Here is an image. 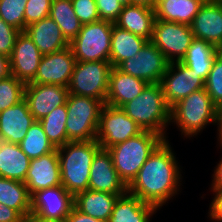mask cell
Here are the masks:
<instances>
[{
  "label": "cell",
  "instance_id": "6da1fadb",
  "mask_svg": "<svg viewBox=\"0 0 222 222\" xmlns=\"http://www.w3.org/2000/svg\"><path fill=\"white\" fill-rule=\"evenodd\" d=\"M168 139H164L150 154L137 176L127 186V192L158 210L180 191L181 169Z\"/></svg>",
  "mask_w": 222,
  "mask_h": 222
},
{
  "label": "cell",
  "instance_id": "7a4b0ae2",
  "mask_svg": "<svg viewBox=\"0 0 222 222\" xmlns=\"http://www.w3.org/2000/svg\"><path fill=\"white\" fill-rule=\"evenodd\" d=\"M121 109L142 130L155 132L167 139L171 107L166 102L160 83H148L137 97L125 103Z\"/></svg>",
  "mask_w": 222,
  "mask_h": 222
},
{
  "label": "cell",
  "instance_id": "3957f363",
  "mask_svg": "<svg viewBox=\"0 0 222 222\" xmlns=\"http://www.w3.org/2000/svg\"><path fill=\"white\" fill-rule=\"evenodd\" d=\"M100 148L97 140L67 142L57 148L61 184L73 196L88 190L91 164Z\"/></svg>",
  "mask_w": 222,
  "mask_h": 222
},
{
  "label": "cell",
  "instance_id": "277c9868",
  "mask_svg": "<svg viewBox=\"0 0 222 222\" xmlns=\"http://www.w3.org/2000/svg\"><path fill=\"white\" fill-rule=\"evenodd\" d=\"M163 140L161 135L143 130L125 142L108 148L117 174L127 186L137 176L138 171L150 154Z\"/></svg>",
  "mask_w": 222,
  "mask_h": 222
},
{
  "label": "cell",
  "instance_id": "5b68a950",
  "mask_svg": "<svg viewBox=\"0 0 222 222\" xmlns=\"http://www.w3.org/2000/svg\"><path fill=\"white\" fill-rule=\"evenodd\" d=\"M217 107L205 88L192 92L171 107V123L184 137H194L210 123L216 124Z\"/></svg>",
  "mask_w": 222,
  "mask_h": 222
},
{
  "label": "cell",
  "instance_id": "8992f818",
  "mask_svg": "<svg viewBox=\"0 0 222 222\" xmlns=\"http://www.w3.org/2000/svg\"><path fill=\"white\" fill-rule=\"evenodd\" d=\"M66 131L70 142L96 140L100 112L104 104L91 97L69 94Z\"/></svg>",
  "mask_w": 222,
  "mask_h": 222
},
{
  "label": "cell",
  "instance_id": "52a82bcc",
  "mask_svg": "<svg viewBox=\"0 0 222 222\" xmlns=\"http://www.w3.org/2000/svg\"><path fill=\"white\" fill-rule=\"evenodd\" d=\"M112 22L98 20L82 24L69 43L76 61H110Z\"/></svg>",
  "mask_w": 222,
  "mask_h": 222
},
{
  "label": "cell",
  "instance_id": "ba28073f",
  "mask_svg": "<svg viewBox=\"0 0 222 222\" xmlns=\"http://www.w3.org/2000/svg\"><path fill=\"white\" fill-rule=\"evenodd\" d=\"M111 69L110 61H76L69 94L91 97L105 104Z\"/></svg>",
  "mask_w": 222,
  "mask_h": 222
},
{
  "label": "cell",
  "instance_id": "9c48e42d",
  "mask_svg": "<svg viewBox=\"0 0 222 222\" xmlns=\"http://www.w3.org/2000/svg\"><path fill=\"white\" fill-rule=\"evenodd\" d=\"M193 39L194 35L189 25L155 19L151 41L169 63L181 62Z\"/></svg>",
  "mask_w": 222,
  "mask_h": 222
},
{
  "label": "cell",
  "instance_id": "30bf717a",
  "mask_svg": "<svg viewBox=\"0 0 222 222\" xmlns=\"http://www.w3.org/2000/svg\"><path fill=\"white\" fill-rule=\"evenodd\" d=\"M142 131L141 127L121 108L104 104L100 112L96 140L101 148L108 149Z\"/></svg>",
  "mask_w": 222,
  "mask_h": 222
},
{
  "label": "cell",
  "instance_id": "8fae6325",
  "mask_svg": "<svg viewBox=\"0 0 222 222\" xmlns=\"http://www.w3.org/2000/svg\"><path fill=\"white\" fill-rule=\"evenodd\" d=\"M74 207V196L65 187L38 190L31 195V212L28 220H65Z\"/></svg>",
  "mask_w": 222,
  "mask_h": 222
},
{
  "label": "cell",
  "instance_id": "7c38bea8",
  "mask_svg": "<svg viewBox=\"0 0 222 222\" xmlns=\"http://www.w3.org/2000/svg\"><path fill=\"white\" fill-rule=\"evenodd\" d=\"M169 62L152 42L147 41L138 54L121 62L117 68L147 83H160Z\"/></svg>",
  "mask_w": 222,
  "mask_h": 222
},
{
  "label": "cell",
  "instance_id": "4fadbf2b",
  "mask_svg": "<svg viewBox=\"0 0 222 222\" xmlns=\"http://www.w3.org/2000/svg\"><path fill=\"white\" fill-rule=\"evenodd\" d=\"M167 104L172 107L192 92L203 89L205 81L181 62L168 64L160 82Z\"/></svg>",
  "mask_w": 222,
  "mask_h": 222
},
{
  "label": "cell",
  "instance_id": "5bb4252c",
  "mask_svg": "<svg viewBox=\"0 0 222 222\" xmlns=\"http://www.w3.org/2000/svg\"><path fill=\"white\" fill-rule=\"evenodd\" d=\"M68 95V88L58 84L28 83L24 89V100L38 121L55 108L66 104Z\"/></svg>",
  "mask_w": 222,
  "mask_h": 222
},
{
  "label": "cell",
  "instance_id": "9a60e30c",
  "mask_svg": "<svg viewBox=\"0 0 222 222\" xmlns=\"http://www.w3.org/2000/svg\"><path fill=\"white\" fill-rule=\"evenodd\" d=\"M76 59L69 47L42 55L36 76L31 83L69 86Z\"/></svg>",
  "mask_w": 222,
  "mask_h": 222
},
{
  "label": "cell",
  "instance_id": "2e32d148",
  "mask_svg": "<svg viewBox=\"0 0 222 222\" xmlns=\"http://www.w3.org/2000/svg\"><path fill=\"white\" fill-rule=\"evenodd\" d=\"M88 189L112 194L127 193V185L117 174L108 149L100 148L92 161Z\"/></svg>",
  "mask_w": 222,
  "mask_h": 222
},
{
  "label": "cell",
  "instance_id": "e0dca14e",
  "mask_svg": "<svg viewBox=\"0 0 222 222\" xmlns=\"http://www.w3.org/2000/svg\"><path fill=\"white\" fill-rule=\"evenodd\" d=\"M42 54L24 31L17 36L10 56L11 75L25 85L31 83L36 76Z\"/></svg>",
  "mask_w": 222,
  "mask_h": 222
},
{
  "label": "cell",
  "instance_id": "ac0fdd59",
  "mask_svg": "<svg viewBox=\"0 0 222 222\" xmlns=\"http://www.w3.org/2000/svg\"><path fill=\"white\" fill-rule=\"evenodd\" d=\"M24 183L30 195L38 190L61 185L57 148L53 152L30 160Z\"/></svg>",
  "mask_w": 222,
  "mask_h": 222
},
{
  "label": "cell",
  "instance_id": "d6986e66",
  "mask_svg": "<svg viewBox=\"0 0 222 222\" xmlns=\"http://www.w3.org/2000/svg\"><path fill=\"white\" fill-rule=\"evenodd\" d=\"M190 27L194 38L209 42L222 50V3H203Z\"/></svg>",
  "mask_w": 222,
  "mask_h": 222
},
{
  "label": "cell",
  "instance_id": "ffe728a7",
  "mask_svg": "<svg viewBox=\"0 0 222 222\" xmlns=\"http://www.w3.org/2000/svg\"><path fill=\"white\" fill-rule=\"evenodd\" d=\"M35 121L23 99L0 112V140L19 144Z\"/></svg>",
  "mask_w": 222,
  "mask_h": 222
},
{
  "label": "cell",
  "instance_id": "44dd1931",
  "mask_svg": "<svg viewBox=\"0 0 222 222\" xmlns=\"http://www.w3.org/2000/svg\"><path fill=\"white\" fill-rule=\"evenodd\" d=\"M148 83L112 67L109 75V89L105 104L121 108L137 97Z\"/></svg>",
  "mask_w": 222,
  "mask_h": 222
},
{
  "label": "cell",
  "instance_id": "7402d4cb",
  "mask_svg": "<svg viewBox=\"0 0 222 222\" xmlns=\"http://www.w3.org/2000/svg\"><path fill=\"white\" fill-rule=\"evenodd\" d=\"M25 32L42 55L51 54L69 47V43L63 37L60 27L50 16L29 24Z\"/></svg>",
  "mask_w": 222,
  "mask_h": 222
},
{
  "label": "cell",
  "instance_id": "603a6c76",
  "mask_svg": "<svg viewBox=\"0 0 222 222\" xmlns=\"http://www.w3.org/2000/svg\"><path fill=\"white\" fill-rule=\"evenodd\" d=\"M155 19L153 9L142 5H127L122 8L120 16L114 24L151 41Z\"/></svg>",
  "mask_w": 222,
  "mask_h": 222
},
{
  "label": "cell",
  "instance_id": "cb8c5ba5",
  "mask_svg": "<svg viewBox=\"0 0 222 222\" xmlns=\"http://www.w3.org/2000/svg\"><path fill=\"white\" fill-rule=\"evenodd\" d=\"M121 195L123 194H112L88 189L74 196V207L85 215L108 222L114 204Z\"/></svg>",
  "mask_w": 222,
  "mask_h": 222
},
{
  "label": "cell",
  "instance_id": "d4e9b609",
  "mask_svg": "<svg viewBox=\"0 0 222 222\" xmlns=\"http://www.w3.org/2000/svg\"><path fill=\"white\" fill-rule=\"evenodd\" d=\"M157 210L155 206L127 192L116 200L108 222H150Z\"/></svg>",
  "mask_w": 222,
  "mask_h": 222
},
{
  "label": "cell",
  "instance_id": "484cf974",
  "mask_svg": "<svg viewBox=\"0 0 222 222\" xmlns=\"http://www.w3.org/2000/svg\"><path fill=\"white\" fill-rule=\"evenodd\" d=\"M29 166L30 159L19 144L0 140V177L25 182Z\"/></svg>",
  "mask_w": 222,
  "mask_h": 222
},
{
  "label": "cell",
  "instance_id": "4316f807",
  "mask_svg": "<svg viewBox=\"0 0 222 222\" xmlns=\"http://www.w3.org/2000/svg\"><path fill=\"white\" fill-rule=\"evenodd\" d=\"M147 41V39L113 24L110 48V62L112 67H117L128 58H134Z\"/></svg>",
  "mask_w": 222,
  "mask_h": 222
},
{
  "label": "cell",
  "instance_id": "83f0119b",
  "mask_svg": "<svg viewBox=\"0 0 222 222\" xmlns=\"http://www.w3.org/2000/svg\"><path fill=\"white\" fill-rule=\"evenodd\" d=\"M202 5L201 0H158L154 12L156 19L190 26Z\"/></svg>",
  "mask_w": 222,
  "mask_h": 222
},
{
  "label": "cell",
  "instance_id": "f1b7e54d",
  "mask_svg": "<svg viewBox=\"0 0 222 222\" xmlns=\"http://www.w3.org/2000/svg\"><path fill=\"white\" fill-rule=\"evenodd\" d=\"M220 51L221 50L215 45L194 38L185 57L181 60V63L190 68L205 81L212 68L215 57Z\"/></svg>",
  "mask_w": 222,
  "mask_h": 222
},
{
  "label": "cell",
  "instance_id": "f546056e",
  "mask_svg": "<svg viewBox=\"0 0 222 222\" xmlns=\"http://www.w3.org/2000/svg\"><path fill=\"white\" fill-rule=\"evenodd\" d=\"M0 203L16 210L26 221L30 218L31 195L24 182L0 177Z\"/></svg>",
  "mask_w": 222,
  "mask_h": 222
},
{
  "label": "cell",
  "instance_id": "4dcf8cb0",
  "mask_svg": "<svg viewBox=\"0 0 222 222\" xmlns=\"http://www.w3.org/2000/svg\"><path fill=\"white\" fill-rule=\"evenodd\" d=\"M49 16L60 27L63 37L70 43L79 33L82 23L73 9L71 0H53Z\"/></svg>",
  "mask_w": 222,
  "mask_h": 222
},
{
  "label": "cell",
  "instance_id": "1f68e13d",
  "mask_svg": "<svg viewBox=\"0 0 222 222\" xmlns=\"http://www.w3.org/2000/svg\"><path fill=\"white\" fill-rule=\"evenodd\" d=\"M67 106L66 104L55 108L48 115L39 120L49 141L55 148L70 142L66 131Z\"/></svg>",
  "mask_w": 222,
  "mask_h": 222
},
{
  "label": "cell",
  "instance_id": "d6a6232c",
  "mask_svg": "<svg viewBox=\"0 0 222 222\" xmlns=\"http://www.w3.org/2000/svg\"><path fill=\"white\" fill-rule=\"evenodd\" d=\"M19 146L30 160L39 158L56 149L49 141L38 120L28 129L26 136L19 143Z\"/></svg>",
  "mask_w": 222,
  "mask_h": 222
},
{
  "label": "cell",
  "instance_id": "836d02e7",
  "mask_svg": "<svg viewBox=\"0 0 222 222\" xmlns=\"http://www.w3.org/2000/svg\"><path fill=\"white\" fill-rule=\"evenodd\" d=\"M25 84L15 76L0 79V112L24 99Z\"/></svg>",
  "mask_w": 222,
  "mask_h": 222
},
{
  "label": "cell",
  "instance_id": "e575fe53",
  "mask_svg": "<svg viewBox=\"0 0 222 222\" xmlns=\"http://www.w3.org/2000/svg\"><path fill=\"white\" fill-rule=\"evenodd\" d=\"M28 0H0V17L21 32L25 31L24 12Z\"/></svg>",
  "mask_w": 222,
  "mask_h": 222
},
{
  "label": "cell",
  "instance_id": "d590c367",
  "mask_svg": "<svg viewBox=\"0 0 222 222\" xmlns=\"http://www.w3.org/2000/svg\"><path fill=\"white\" fill-rule=\"evenodd\" d=\"M204 88L218 107L222 103V50L215 57Z\"/></svg>",
  "mask_w": 222,
  "mask_h": 222
},
{
  "label": "cell",
  "instance_id": "8d00e7d4",
  "mask_svg": "<svg viewBox=\"0 0 222 222\" xmlns=\"http://www.w3.org/2000/svg\"><path fill=\"white\" fill-rule=\"evenodd\" d=\"M53 0H28L25 6V29L29 24L40 21L50 14Z\"/></svg>",
  "mask_w": 222,
  "mask_h": 222
},
{
  "label": "cell",
  "instance_id": "74e56055",
  "mask_svg": "<svg viewBox=\"0 0 222 222\" xmlns=\"http://www.w3.org/2000/svg\"><path fill=\"white\" fill-rule=\"evenodd\" d=\"M73 9L82 24L100 20L95 0H71Z\"/></svg>",
  "mask_w": 222,
  "mask_h": 222
},
{
  "label": "cell",
  "instance_id": "f35d334b",
  "mask_svg": "<svg viewBox=\"0 0 222 222\" xmlns=\"http://www.w3.org/2000/svg\"><path fill=\"white\" fill-rule=\"evenodd\" d=\"M21 31L7 24L0 17V53L8 57L11 56L17 36Z\"/></svg>",
  "mask_w": 222,
  "mask_h": 222
},
{
  "label": "cell",
  "instance_id": "ab89813d",
  "mask_svg": "<svg viewBox=\"0 0 222 222\" xmlns=\"http://www.w3.org/2000/svg\"><path fill=\"white\" fill-rule=\"evenodd\" d=\"M100 20L115 23L123 6L118 0H95Z\"/></svg>",
  "mask_w": 222,
  "mask_h": 222
},
{
  "label": "cell",
  "instance_id": "60d3db41",
  "mask_svg": "<svg viewBox=\"0 0 222 222\" xmlns=\"http://www.w3.org/2000/svg\"><path fill=\"white\" fill-rule=\"evenodd\" d=\"M214 199L209 207V216L215 222H222V190H212Z\"/></svg>",
  "mask_w": 222,
  "mask_h": 222
},
{
  "label": "cell",
  "instance_id": "b9f144b4",
  "mask_svg": "<svg viewBox=\"0 0 222 222\" xmlns=\"http://www.w3.org/2000/svg\"><path fill=\"white\" fill-rule=\"evenodd\" d=\"M0 222H26L14 209L0 203Z\"/></svg>",
  "mask_w": 222,
  "mask_h": 222
},
{
  "label": "cell",
  "instance_id": "7bdbcfd3",
  "mask_svg": "<svg viewBox=\"0 0 222 222\" xmlns=\"http://www.w3.org/2000/svg\"><path fill=\"white\" fill-rule=\"evenodd\" d=\"M66 222H105L100 219L93 218L91 216L85 215L73 207L70 214L66 218Z\"/></svg>",
  "mask_w": 222,
  "mask_h": 222
},
{
  "label": "cell",
  "instance_id": "ee69618b",
  "mask_svg": "<svg viewBox=\"0 0 222 222\" xmlns=\"http://www.w3.org/2000/svg\"><path fill=\"white\" fill-rule=\"evenodd\" d=\"M211 190H222V158L214 169Z\"/></svg>",
  "mask_w": 222,
  "mask_h": 222
},
{
  "label": "cell",
  "instance_id": "f6af8a7d",
  "mask_svg": "<svg viewBox=\"0 0 222 222\" xmlns=\"http://www.w3.org/2000/svg\"><path fill=\"white\" fill-rule=\"evenodd\" d=\"M10 75V57L0 53V79L7 78Z\"/></svg>",
  "mask_w": 222,
  "mask_h": 222
},
{
  "label": "cell",
  "instance_id": "bcb514c9",
  "mask_svg": "<svg viewBox=\"0 0 222 222\" xmlns=\"http://www.w3.org/2000/svg\"><path fill=\"white\" fill-rule=\"evenodd\" d=\"M216 125H218L217 129L219 131L218 140L220 141L222 139V103L217 107Z\"/></svg>",
  "mask_w": 222,
  "mask_h": 222
},
{
  "label": "cell",
  "instance_id": "7dc6e473",
  "mask_svg": "<svg viewBox=\"0 0 222 222\" xmlns=\"http://www.w3.org/2000/svg\"><path fill=\"white\" fill-rule=\"evenodd\" d=\"M158 0H131V5H142L151 9H155Z\"/></svg>",
  "mask_w": 222,
  "mask_h": 222
},
{
  "label": "cell",
  "instance_id": "c3c4849f",
  "mask_svg": "<svg viewBox=\"0 0 222 222\" xmlns=\"http://www.w3.org/2000/svg\"><path fill=\"white\" fill-rule=\"evenodd\" d=\"M118 2L123 6L131 5V0H118Z\"/></svg>",
  "mask_w": 222,
  "mask_h": 222
},
{
  "label": "cell",
  "instance_id": "681fc988",
  "mask_svg": "<svg viewBox=\"0 0 222 222\" xmlns=\"http://www.w3.org/2000/svg\"><path fill=\"white\" fill-rule=\"evenodd\" d=\"M26 222H66V219L61 221L27 220Z\"/></svg>",
  "mask_w": 222,
  "mask_h": 222
},
{
  "label": "cell",
  "instance_id": "f907efd6",
  "mask_svg": "<svg viewBox=\"0 0 222 222\" xmlns=\"http://www.w3.org/2000/svg\"><path fill=\"white\" fill-rule=\"evenodd\" d=\"M210 2H220V3H222V0H210Z\"/></svg>",
  "mask_w": 222,
  "mask_h": 222
},
{
  "label": "cell",
  "instance_id": "816d5d0a",
  "mask_svg": "<svg viewBox=\"0 0 222 222\" xmlns=\"http://www.w3.org/2000/svg\"><path fill=\"white\" fill-rule=\"evenodd\" d=\"M203 3L210 2V0H201Z\"/></svg>",
  "mask_w": 222,
  "mask_h": 222
},
{
  "label": "cell",
  "instance_id": "f5cc1de1",
  "mask_svg": "<svg viewBox=\"0 0 222 222\" xmlns=\"http://www.w3.org/2000/svg\"><path fill=\"white\" fill-rule=\"evenodd\" d=\"M220 148L222 147V139L219 141Z\"/></svg>",
  "mask_w": 222,
  "mask_h": 222
}]
</instances>
